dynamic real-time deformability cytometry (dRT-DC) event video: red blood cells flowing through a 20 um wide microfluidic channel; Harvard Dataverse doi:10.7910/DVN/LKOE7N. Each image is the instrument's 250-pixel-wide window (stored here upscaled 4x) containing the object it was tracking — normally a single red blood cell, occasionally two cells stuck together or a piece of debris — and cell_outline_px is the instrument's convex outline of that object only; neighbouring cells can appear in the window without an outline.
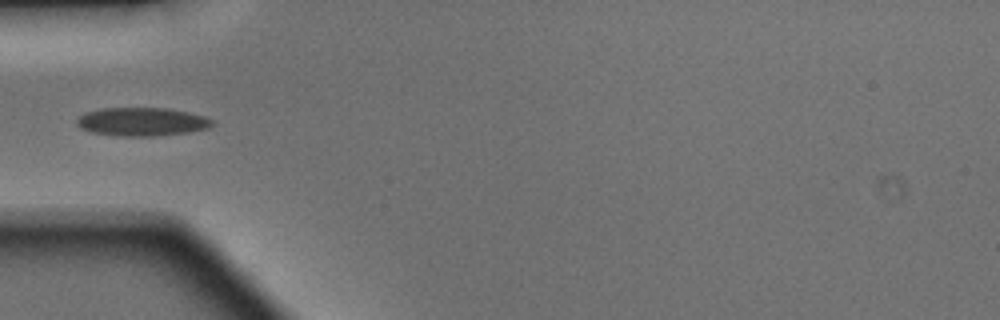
{"species": "Egyptian fruit bat (a non-hibernating species)", "species_latin": "Rousettus aegyptiacus", "temperature_condition": "warm", "stored_images_in_passage": 27, "camera_frame_rate_fps": 3000, "um_per_image_px": 0.085, "animal": {"sex": "male"}, "frame": {"image": 1, "passage_image": 1, "time_ms": 0.0, "image_size_px": [1000, 320], "cell_outline_px": [[216, 124], [208, 128], [188, 132], [156, 136], [120, 136], [92, 132], [80, 128], [76, 124], [76, 120], [84, 112], [100, 108], [168, 108], [188, 112], [204, 116], [212, 120]], "centroid_in_image_um": [12.05, 10.34], "position_along_channel_um": 72.9, "area_um2": 22.54}}
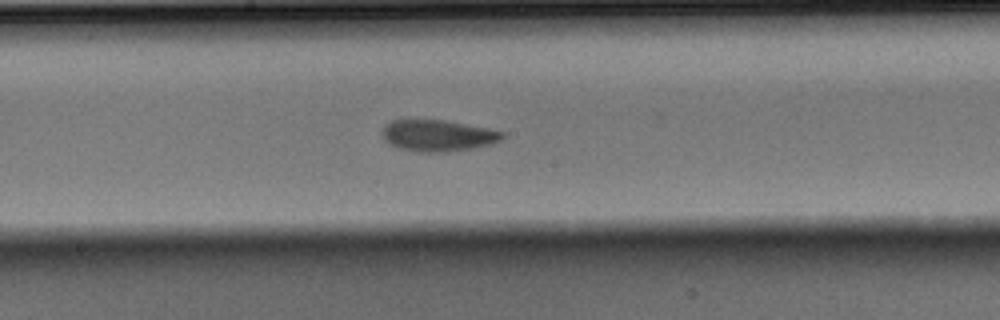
{"frame": {"image": 2, "passage_image": 11, "time_ms": 3.333, "image_size_px": [1000, 320], "cell_outline_px": [[504, 136], [500, 140], [492, 144], [472, 148], [440, 152], [416, 152], [400, 148], [388, 144], [384, 140], [380, 132], [384, 124], [392, 120], [444, 120], [488, 128], [504, 132]], "centroid_in_image_um": [37.17, 11.52], "position_along_channel_um": 211.0, "area_um2": 22.08}}
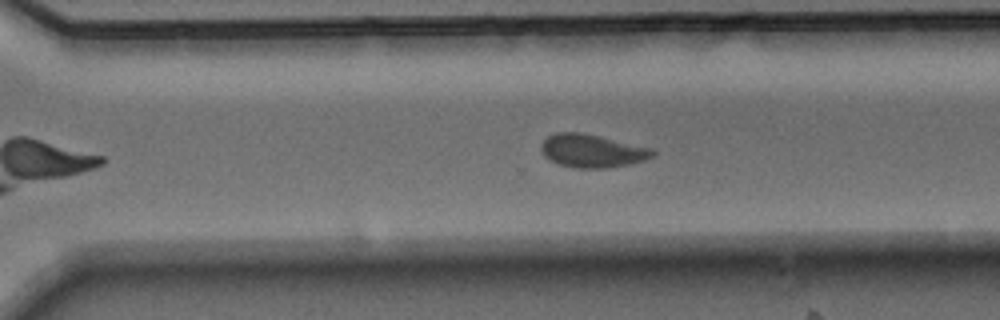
{"frame": {"image": 3, "passage_image": 19, "time_ms": 6.0, "image_size_px": [1000, 320], "cell_outline_px": [[656, 152], [652, 156], [644, 160], [632, 164], [604, 168], [576, 168], [556, 164], [544, 156], [540, 148], [540, 144], [548, 136], [556, 132], [580, 132], [656, 148]], "centroid_in_image_um": [50.34, 12.82], "position_along_channel_um": 320.3, "area_um2": 21.85}}